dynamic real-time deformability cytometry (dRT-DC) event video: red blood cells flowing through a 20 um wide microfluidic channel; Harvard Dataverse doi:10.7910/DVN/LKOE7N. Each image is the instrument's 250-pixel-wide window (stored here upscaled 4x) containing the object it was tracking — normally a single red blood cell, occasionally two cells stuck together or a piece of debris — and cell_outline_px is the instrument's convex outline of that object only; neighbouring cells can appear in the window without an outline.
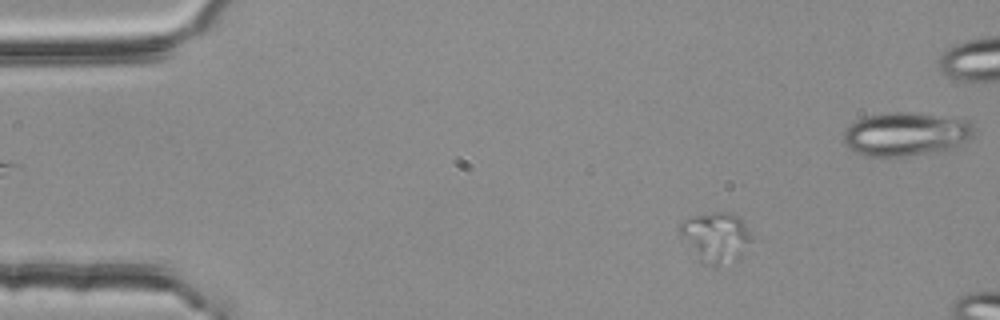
{"species": "common noctule bat (a hibernating species)", "species_latin": "Nyctalus noctula", "temperature_condition": "room temperature", "stored_images_in_passage": 52, "camera_frame_rate_fps": 3000, "um_per_image_px": 0.085, "animal": {"sex": "female", "body_mass_g": 25.1}, "frame": {"image": 1, "passage_image": 4, "time_ms": 1.0, "image_size_px": [1000, 320], "cell_outline_px": [[752, 240], [716, 264], [712, 264], [700, 260], [680, 232], [680, 220], [692, 216], [716, 212], [732, 212], [744, 224], [752, 236]], "centroid_in_image_um": [60.75, 20.0], "position_along_channel_um": 24.2, "area_um2": 18.73}}